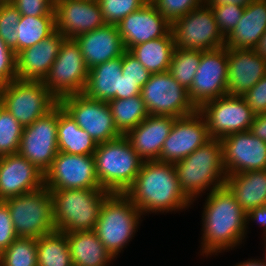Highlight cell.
Masks as SVG:
<instances>
[{
  "label": "cell",
  "mask_w": 266,
  "mask_h": 266,
  "mask_svg": "<svg viewBox=\"0 0 266 266\" xmlns=\"http://www.w3.org/2000/svg\"><path fill=\"white\" fill-rule=\"evenodd\" d=\"M202 213L201 255H218L241 245L247 233V213L224 185L207 193ZM222 251V252H221Z\"/></svg>",
  "instance_id": "1"
},
{
  "label": "cell",
  "mask_w": 266,
  "mask_h": 266,
  "mask_svg": "<svg viewBox=\"0 0 266 266\" xmlns=\"http://www.w3.org/2000/svg\"><path fill=\"white\" fill-rule=\"evenodd\" d=\"M144 214L186 210L193 204L182 192L172 163L143 161L124 193Z\"/></svg>",
  "instance_id": "2"
},
{
  "label": "cell",
  "mask_w": 266,
  "mask_h": 266,
  "mask_svg": "<svg viewBox=\"0 0 266 266\" xmlns=\"http://www.w3.org/2000/svg\"><path fill=\"white\" fill-rule=\"evenodd\" d=\"M173 166L182 192L192 203L205 190L211 192L225 185L227 174L219 139L211 138Z\"/></svg>",
  "instance_id": "3"
},
{
  "label": "cell",
  "mask_w": 266,
  "mask_h": 266,
  "mask_svg": "<svg viewBox=\"0 0 266 266\" xmlns=\"http://www.w3.org/2000/svg\"><path fill=\"white\" fill-rule=\"evenodd\" d=\"M53 201L55 230L71 233L94 230L105 199L104 189L49 190Z\"/></svg>",
  "instance_id": "4"
},
{
  "label": "cell",
  "mask_w": 266,
  "mask_h": 266,
  "mask_svg": "<svg viewBox=\"0 0 266 266\" xmlns=\"http://www.w3.org/2000/svg\"><path fill=\"white\" fill-rule=\"evenodd\" d=\"M94 158L100 187L111 193H125L143 163L124 135L97 144Z\"/></svg>",
  "instance_id": "5"
},
{
  "label": "cell",
  "mask_w": 266,
  "mask_h": 266,
  "mask_svg": "<svg viewBox=\"0 0 266 266\" xmlns=\"http://www.w3.org/2000/svg\"><path fill=\"white\" fill-rule=\"evenodd\" d=\"M141 216V211L124 193H111L105 199L94 232L113 258L138 232Z\"/></svg>",
  "instance_id": "6"
},
{
  "label": "cell",
  "mask_w": 266,
  "mask_h": 266,
  "mask_svg": "<svg viewBox=\"0 0 266 266\" xmlns=\"http://www.w3.org/2000/svg\"><path fill=\"white\" fill-rule=\"evenodd\" d=\"M4 202L9 208L18 237L38 239L55 231L52 195L45 186Z\"/></svg>",
  "instance_id": "7"
},
{
  "label": "cell",
  "mask_w": 266,
  "mask_h": 266,
  "mask_svg": "<svg viewBox=\"0 0 266 266\" xmlns=\"http://www.w3.org/2000/svg\"><path fill=\"white\" fill-rule=\"evenodd\" d=\"M59 100L42 81L16 79L3 86L1 105L24 127L47 115Z\"/></svg>",
  "instance_id": "8"
},
{
  "label": "cell",
  "mask_w": 266,
  "mask_h": 266,
  "mask_svg": "<svg viewBox=\"0 0 266 266\" xmlns=\"http://www.w3.org/2000/svg\"><path fill=\"white\" fill-rule=\"evenodd\" d=\"M175 48L184 50H214L226 45L211 7L205 2L171 24Z\"/></svg>",
  "instance_id": "9"
},
{
  "label": "cell",
  "mask_w": 266,
  "mask_h": 266,
  "mask_svg": "<svg viewBox=\"0 0 266 266\" xmlns=\"http://www.w3.org/2000/svg\"><path fill=\"white\" fill-rule=\"evenodd\" d=\"M89 69L74 39H65L58 56L47 76L42 81L45 87L58 99L84 92Z\"/></svg>",
  "instance_id": "10"
},
{
  "label": "cell",
  "mask_w": 266,
  "mask_h": 266,
  "mask_svg": "<svg viewBox=\"0 0 266 266\" xmlns=\"http://www.w3.org/2000/svg\"><path fill=\"white\" fill-rule=\"evenodd\" d=\"M140 94L149 115L179 118L198 110L190 100L188 90L168 71L151 74L148 82L141 88Z\"/></svg>",
  "instance_id": "11"
},
{
  "label": "cell",
  "mask_w": 266,
  "mask_h": 266,
  "mask_svg": "<svg viewBox=\"0 0 266 266\" xmlns=\"http://www.w3.org/2000/svg\"><path fill=\"white\" fill-rule=\"evenodd\" d=\"M59 105L97 144L122 135L116 129L110 107L105 101L90 99L81 93L61 98Z\"/></svg>",
  "instance_id": "12"
},
{
  "label": "cell",
  "mask_w": 266,
  "mask_h": 266,
  "mask_svg": "<svg viewBox=\"0 0 266 266\" xmlns=\"http://www.w3.org/2000/svg\"><path fill=\"white\" fill-rule=\"evenodd\" d=\"M198 111L206 120L210 138L248 131L255 114L242 96L225 95L205 102Z\"/></svg>",
  "instance_id": "13"
},
{
  "label": "cell",
  "mask_w": 266,
  "mask_h": 266,
  "mask_svg": "<svg viewBox=\"0 0 266 266\" xmlns=\"http://www.w3.org/2000/svg\"><path fill=\"white\" fill-rule=\"evenodd\" d=\"M58 119L59 104L47 115L23 128L18 153L43 174L50 168L59 152L57 139Z\"/></svg>",
  "instance_id": "14"
},
{
  "label": "cell",
  "mask_w": 266,
  "mask_h": 266,
  "mask_svg": "<svg viewBox=\"0 0 266 266\" xmlns=\"http://www.w3.org/2000/svg\"><path fill=\"white\" fill-rule=\"evenodd\" d=\"M48 190L102 189L96 175L94 155L58 152L44 174Z\"/></svg>",
  "instance_id": "15"
},
{
  "label": "cell",
  "mask_w": 266,
  "mask_h": 266,
  "mask_svg": "<svg viewBox=\"0 0 266 266\" xmlns=\"http://www.w3.org/2000/svg\"><path fill=\"white\" fill-rule=\"evenodd\" d=\"M228 48L201 51V61L188 90L197 109L205 102L226 95Z\"/></svg>",
  "instance_id": "16"
},
{
  "label": "cell",
  "mask_w": 266,
  "mask_h": 266,
  "mask_svg": "<svg viewBox=\"0 0 266 266\" xmlns=\"http://www.w3.org/2000/svg\"><path fill=\"white\" fill-rule=\"evenodd\" d=\"M210 139L206 120L198 110L188 116L175 118L158 161L174 164Z\"/></svg>",
  "instance_id": "17"
},
{
  "label": "cell",
  "mask_w": 266,
  "mask_h": 266,
  "mask_svg": "<svg viewBox=\"0 0 266 266\" xmlns=\"http://www.w3.org/2000/svg\"><path fill=\"white\" fill-rule=\"evenodd\" d=\"M220 141L227 175L266 169V142L249 130L230 134Z\"/></svg>",
  "instance_id": "18"
},
{
  "label": "cell",
  "mask_w": 266,
  "mask_h": 266,
  "mask_svg": "<svg viewBox=\"0 0 266 266\" xmlns=\"http://www.w3.org/2000/svg\"><path fill=\"white\" fill-rule=\"evenodd\" d=\"M56 30L66 39L78 36L105 26L97 0H55Z\"/></svg>",
  "instance_id": "19"
},
{
  "label": "cell",
  "mask_w": 266,
  "mask_h": 266,
  "mask_svg": "<svg viewBox=\"0 0 266 266\" xmlns=\"http://www.w3.org/2000/svg\"><path fill=\"white\" fill-rule=\"evenodd\" d=\"M44 187V174L19 153L0 157V201Z\"/></svg>",
  "instance_id": "20"
},
{
  "label": "cell",
  "mask_w": 266,
  "mask_h": 266,
  "mask_svg": "<svg viewBox=\"0 0 266 266\" xmlns=\"http://www.w3.org/2000/svg\"><path fill=\"white\" fill-rule=\"evenodd\" d=\"M126 50L131 47L165 37L171 31V24L152 3L130 13L117 25Z\"/></svg>",
  "instance_id": "21"
},
{
  "label": "cell",
  "mask_w": 266,
  "mask_h": 266,
  "mask_svg": "<svg viewBox=\"0 0 266 266\" xmlns=\"http://www.w3.org/2000/svg\"><path fill=\"white\" fill-rule=\"evenodd\" d=\"M266 75V60L253 49L228 48L226 95L243 96Z\"/></svg>",
  "instance_id": "22"
},
{
  "label": "cell",
  "mask_w": 266,
  "mask_h": 266,
  "mask_svg": "<svg viewBox=\"0 0 266 266\" xmlns=\"http://www.w3.org/2000/svg\"><path fill=\"white\" fill-rule=\"evenodd\" d=\"M66 38L57 30L48 38L16 55L17 79L43 81Z\"/></svg>",
  "instance_id": "23"
},
{
  "label": "cell",
  "mask_w": 266,
  "mask_h": 266,
  "mask_svg": "<svg viewBox=\"0 0 266 266\" xmlns=\"http://www.w3.org/2000/svg\"><path fill=\"white\" fill-rule=\"evenodd\" d=\"M175 117L148 115L124 136L143 161H158Z\"/></svg>",
  "instance_id": "24"
},
{
  "label": "cell",
  "mask_w": 266,
  "mask_h": 266,
  "mask_svg": "<svg viewBox=\"0 0 266 266\" xmlns=\"http://www.w3.org/2000/svg\"><path fill=\"white\" fill-rule=\"evenodd\" d=\"M88 69L121 57L126 51L116 25L106 24L74 39Z\"/></svg>",
  "instance_id": "25"
},
{
  "label": "cell",
  "mask_w": 266,
  "mask_h": 266,
  "mask_svg": "<svg viewBox=\"0 0 266 266\" xmlns=\"http://www.w3.org/2000/svg\"><path fill=\"white\" fill-rule=\"evenodd\" d=\"M266 32V0L245 7L236 27L226 37V48L253 49Z\"/></svg>",
  "instance_id": "26"
},
{
  "label": "cell",
  "mask_w": 266,
  "mask_h": 266,
  "mask_svg": "<svg viewBox=\"0 0 266 266\" xmlns=\"http://www.w3.org/2000/svg\"><path fill=\"white\" fill-rule=\"evenodd\" d=\"M122 56L89 69L84 94L94 100L108 102L120 99Z\"/></svg>",
  "instance_id": "27"
},
{
  "label": "cell",
  "mask_w": 266,
  "mask_h": 266,
  "mask_svg": "<svg viewBox=\"0 0 266 266\" xmlns=\"http://www.w3.org/2000/svg\"><path fill=\"white\" fill-rule=\"evenodd\" d=\"M225 185L246 213L266 204V169L227 175Z\"/></svg>",
  "instance_id": "28"
},
{
  "label": "cell",
  "mask_w": 266,
  "mask_h": 266,
  "mask_svg": "<svg viewBox=\"0 0 266 266\" xmlns=\"http://www.w3.org/2000/svg\"><path fill=\"white\" fill-rule=\"evenodd\" d=\"M72 263L75 266H108L113 256L94 230L66 233Z\"/></svg>",
  "instance_id": "29"
},
{
  "label": "cell",
  "mask_w": 266,
  "mask_h": 266,
  "mask_svg": "<svg viewBox=\"0 0 266 266\" xmlns=\"http://www.w3.org/2000/svg\"><path fill=\"white\" fill-rule=\"evenodd\" d=\"M58 150L74 155H94L97 143L78 126L76 121L59 105L57 126Z\"/></svg>",
  "instance_id": "30"
},
{
  "label": "cell",
  "mask_w": 266,
  "mask_h": 266,
  "mask_svg": "<svg viewBox=\"0 0 266 266\" xmlns=\"http://www.w3.org/2000/svg\"><path fill=\"white\" fill-rule=\"evenodd\" d=\"M174 49V37L170 31L165 37L135 45L128 51L153 74L168 71Z\"/></svg>",
  "instance_id": "31"
},
{
  "label": "cell",
  "mask_w": 266,
  "mask_h": 266,
  "mask_svg": "<svg viewBox=\"0 0 266 266\" xmlns=\"http://www.w3.org/2000/svg\"><path fill=\"white\" fill-rule=\"evenodd\" d=\"M38 266H71L66 233L53 231L37 239Z\"/></svg>",
  "instance_id": "32"
},
{
  "label": "cell",
  "mask_w": 266,
  "mask_h": 266,
  "mask_svg": "<svg viewBox=\"0 0 266 266\" xmlns=\"http://www.w3.org/2000/svg\"><path fill=\"white\" fill-rule=\"evenodd\" d=\"M107 103L116 129L122 135L138 126L149 115L141 94L127 99H112Z\"/></svg>",
  "instance_id": "33"
},
{
  "label": "cell",
  "mask_w": 266,
  "mask_h": 266,
  "mask_svg": "<svg viewBox=\"0 0 266 266\" xmlns=\"http://www.w3.org/2000/svg\"><path fill=\"white\" fill-rule=\"evenodd\" d=\"M56 31L55 16H20L16 33L18 53L36 45Z\"/></svg>",
  "instance_id": "34"
},
{
  "label": "cell",
  "mask_w": 266,
  "mask_h": 266,
  "mask_svg": "<svg viewBox=\"0 0 266 266\" xmlns=\"http://www.w3.org/2000/svg\"><path fill=\"white\" fill-rule=\"evenodd\" d=\"M200 61L201 50L175 48L168 72L180 85L189 90Z\"/></svg>",
  "instance_id": "35"
},
{
  "label": "cell",
  "mask_w": 266,
  "mask_h": 266,
  "mask_svg": "<svg viewBox=\"0 0 266 266\" xmlns=\"http://www.w3.org/2000/svg\"><path fill=\"white\" fill-rule=\"evenodd\" d=\"M0 266H38L37 239L17 237L0 254Z\"/></svg>",
  "instance_id": "36"
},
{
  "label": "cell",
  "mask_w": 266,
  "mask_h": 266,
  "mask_svg": "<svg viewBox=\"0 0 266 266\" xmlns=\"http://www.w3.org/2000/svg\"><path fill=\"white\" fill-rule=\"evenodd\" d=\"M22 132L23 126L0 105V157L18 153Z\"/></svg>",
  "instance_id": "37"
},
{
  "label": "cell",
  "mask_w": 266,
  "mask_h": 266,
  "mask_svg": "<svg viewBox=\"0 0 266 266\" xmlns=\"http://www.w3.org/2000/svg\"><path fill=\"white\" fill-rule=\"evenodd\" d=\"M20 12L10 1H0V38L18 54V35L16 27L20 19Z\"/></svg>",
  "instance_id": "38"
},
{
  "label": "cell",
  "mask_w": 266,
  "mask_h": 266,
  "mask_svg": "<svg viewBox=\"0 0 266 266\" xmlns=\"http://www.w3.org/2000/svg\"><path fill=\"white\" fill-rule=\"evenodd\" d=\"M107 24L117 25L132 12L141 9L145 0H97Z\"/></svg>",
  "instance_id": "39"
},
{
  "label": "cell",
  "mask_w": 266,
  "mask_h": 266,
  "mask_svg": "<svg viewBox=\"0 0 266 266\" xmlns=\"http://www.w3.org/2000/svg\"><path fill=\"white\" fill-rule=\"evenodd\" d=\"M203 3L204 0H155L152 4L172 24Z\"/></svg>",
  "instance_id": "40"
},
{
  "label": "cell",
  "mask_w": 266,
  "mask_h": 266,
  "mask_svg": "<svg viewBox=\"0 0 266 266\" xmlns=\"http://www.w3.org/2000/svg\"><path fill=\"white\" fill-rule=\"evenodd\" d=\"M220 32L226 38L236 27L245 7L238 5L210 6Z\"/></svg>",
  "instance_id": "41"
},
{
  "label": "cell",
  "mask_w": 266,
  "mask_h": 266,
  "mask_svg": "<svg viewBox=\"0 0 266 266\" xmlns=\"http://www.w3.org/2000/svg\"><path fill=\"white\" fill-rule=\"evenodd\" d=\"M122 75L142 88L151 73L128 50L122 54Z\"/></svg>",
  "instance_id": "42"
},
{
  "label": "cell",
  "mask_w": 266,
  "mask_h": 266,
  "mask_svg": "<svg viewBox=\"0 0 266 266\" xmlns=\"http://www.w3.org/2000/svg\"><path fill=\"white\" fill-rule=\"evenodd\" d=\"M22 16H55V0H10Z\"/></svg>",
  "instance_id": "43"
},
{
  "label": "cell",
  "mask_w": 266,
  "mask_h": 266,
  "mask_svg": "<svg viewBox=\"0 0 266 266\" xmlns=\"http://www.w3.org/2000/svg\"><path fill=\"white\" fill-rule=\"evenodd\" d=\"M16 79V55L0 38V82L5 85Z\"/></svg>",
  "instance_id": "44"
},
{
  "label": "cell",
  "mask_w": 266,
  "mask_h": 266,
  "mask_svg": "<svg viewBox=\"0 0 266 266\" xmlns=\"http://www.w3.org/2000/svg\"><path fill=\"white\" fill-rule=\"evenodd\" d=\"M10 211L4 201H0V254L17 238Z\"/></svg>",
  "instance_id": "45"
},
{
  "label": "cell",
  "mask_w": 266,
  "mask_h": 266,
  "mask_svg": "<svg viewBox=\"0 0 266 266\" xmlns=\"http://www.w3.org/2000/svg\"><path fill=\"white\" fill-rule=\"evenodd\" d=\"M242 97L255 115L266 113V75Z\"/></svg>",
  "instance_id": "46"
},
{
  "label": "cell",
  "mask_w": 266,
  "mask_h": 266,
  "mask_svg": "<svg viewBox=\"0 0 266 266\" xmlns=\"http://www.w3.org/2000/svg\"><path fill=\"white\" fill-rule=\"evenodd\" d=\"M141 88L136 85V82L130 81L126 77L121 75L120 84V99H127L137 95H140Z\"/></svg>",
  "instance_id": "47"
},
{
  "label": "cell",
  "mask_w": 266,
  "mask_h": 266,
  "mask_svg": "<svg viewBox=\"0 0 266 266\" xmlns=\"http://www.w3.org/2000/svg\"><path fill=\"white\" fill-rule=\"evenodd\" d=\"M247 225L250 221L259 223L264 228L263 235H266V204L264 206L256 207L247 212Z\"/></svg>",
  "instance_id": "48"
},
{
  "label": "cell",
  "mask_w": 266,
  "mask_h": 266,
  "mask_svg": "<svg viewBox=\"0 0 266 266\" xmlns=\"http://www.w3.org/2000/svg\"><path fill=\"white\" fill-rule=\"evenodd\" d=\"M249 131L254 136L266 142V113L255 116Z\"/></svg>",
  "instance_id": "49"
},
{
  "label": "cell",
  "mask_w": 266,
  "mask_h": 266,
  "mask_svg": "<svg viewBox=\"0 0 266 266\" xmlns=\"http://www.w3.org/2000/svg\"><path fill=\"white\" fill-rule=\"evenodd\" d=\"M253 0H204L209 6L238 5L247 7Z\"/></svg>",
  "instance_id": "50"
},
{
  "label": "cell",
  "mask_w": 266,
  "mask_h": 266,
  "mask_svg": "<svg viewBox=\"0 0 266 266\" xmlns=\"http://www.w3.org/2000/svg\"><path fill=\"white\" fill-rule=\"evenodd\" d=\"M256 54L266 60V32L261 36L259 42L253 48Z\"/></svg>",
  "instance_id": "51"
},
{
  "label": "cell",
  "mask_w": 266,
  "mask_h": 266,
  "mask_svg": "<svg viewBox=\"0 0 266 266\" xmlns=\"http://www.w3.org/2000/svg\"><path fill=\"white\" fill-rule=\"evenodd\" d=\"M235 266H266V262L264 259H248L244 262L236 264Z\"/></svg>",
  "instance_id": "52"
},
{
  "label": "cell",
  "mask_w": 266,
  "mask_h": 266,
  "mask_svg": "<svg viewBox=\"0 0 266 266\" xmlns=\"http://www.w3.org/2000/svg\"><path fill=\"white\" fill-rule=\"evenodd\" d=\"M3 84L0 82V105H1V101H2V90H3Z\"/></svg>",
  "instance_id": "53"
},
{
  "label": "cell",
  "mask_w": 266,
  "mask_h": 266,
  "mask_svg": "<svg viewBox=\"0 0 266 266\" xmlns=\"http://www.w3.org/2000/svg\"><path fill=\"white\" fill-rule=\"evenodd\" d=\"M147 3H153L155 0H145Z\"/></svg>",
  "instance_id": "54"
},
{
  "label": "cell",
  "mask_w": 266,
  "mask_h": 266,
  "mask_svg": "<svg viewBox=\"0 0 266 266\" xmlns=\"http://www.w3.org/2000/svg\"><path fill=\"white\" fill-rule=\"evenodd\" d=\"M265 248V252H266V245L264 246ZM265 262H266V253H265V258H264Z\"/></svg>",
  "instance_id": "55"
},
{
  "label": "cell",
  "mask_w": 266,
  "mask_h": 266,
  "mask_svg": "<svg viewBox=\"0 0 266 266\" xmlns=\"http://www.w3.org/2000/svg\"><path fill=\"white\" fill-rule=\"evenodd\" d=\"M264 244L266 245V235L264 236Z\"/></svg>",
  "instance_id": "56"
}]
</instances>
